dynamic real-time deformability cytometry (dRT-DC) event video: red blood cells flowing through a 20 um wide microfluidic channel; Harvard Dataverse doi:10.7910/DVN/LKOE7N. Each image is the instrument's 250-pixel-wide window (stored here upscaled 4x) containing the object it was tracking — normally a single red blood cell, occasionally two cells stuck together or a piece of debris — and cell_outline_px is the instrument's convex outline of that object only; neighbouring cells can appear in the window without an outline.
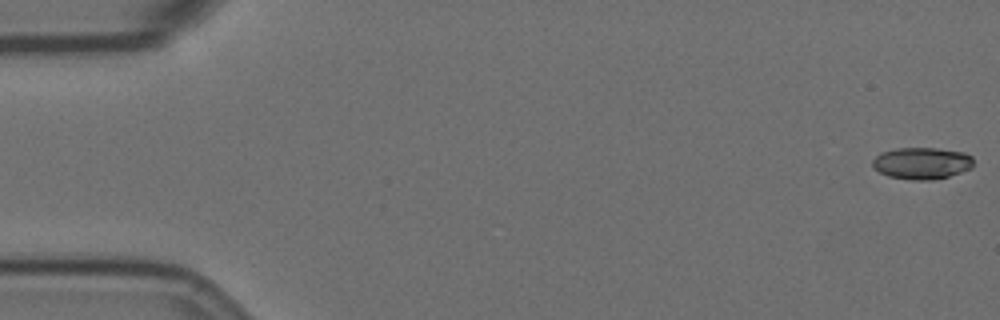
{"species": "Egyptian fruit bat (a non-hibernating species)", "species_latin": "Rousettus aegyptiacus", "temperature_condition": "room temperature", "stored_images_in_passage": 9, "camera_frame_rate_fps": 3000, "um_per_image_px": 0.085, "animal": {"sex": "female"}, "frame": {"image": 1, "passage_image": 1, "time_ms": 0.0, "image_size_px": [1000, 320], "cell_outline_px": [[972, 168], [948, 176], [932, 180], [912, 180], [888, 176], [880, 172], [872, 164], [872, 160], [880, 152], [896, 148], [936, 148], [964, 152], [972, 156]], "centroid_in_image_um": [78.35, 13.86], "position_along_channel_um": 6.7, "area_um2": 18.67}}
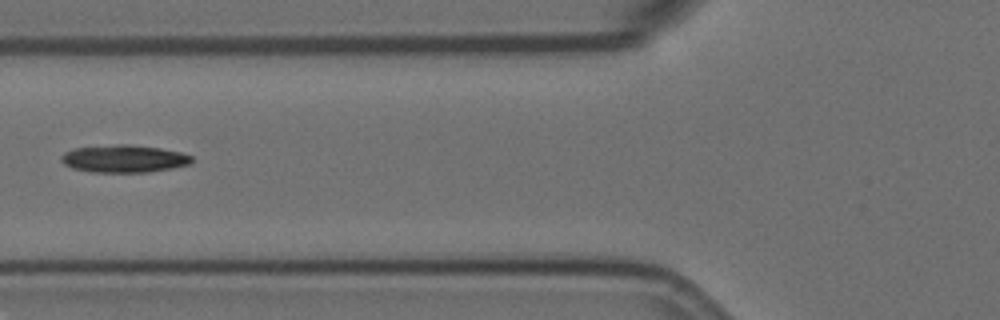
{"frame": {"image": 2, "passage_image": 7, "time_ms": 2.0, "image_size_px": [1000, 320], "cell_outline_px": [[192, 164], [172, 168], [148, 172], [92, 172], [72, 168], [64, 164], [60, 160], [60, 156], [64, 152], [72, 148], [116, 144], [128, 144], [160, 148], [180, 152], [192, 156]], "centroid_in_image_um": [10.51, 13.48], "position_along_channel_um": 115.3, "area_um2": 21.1}}
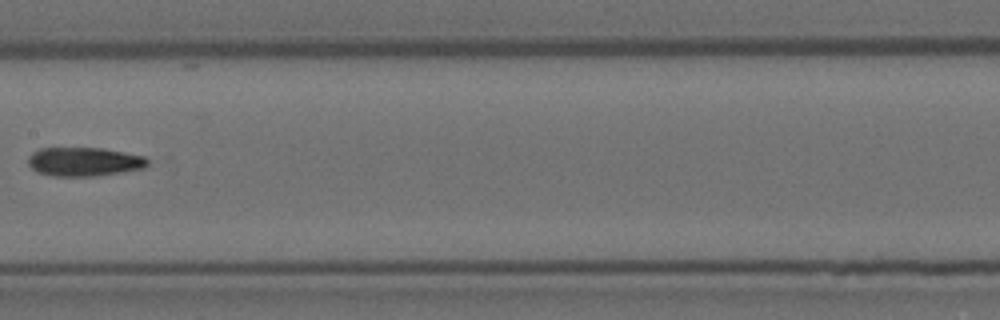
{"frame": {"image": 3, "passage_image": 9, "time_ms": 2.667, "image_size_px": [1000, 320], "cell_outline_px": [[148, 164], [144, 168], [96, 176], [52, 176], [36, 172], [28, 164], [28, 156], [32, 152], [40, 148], [100, 148], [124, 152], [144, 156], [148, 160]], "centroid_in_image_um": [7.11, 13.74], "position_along_channel_um": 200.3, "area_um2": 20.11}}